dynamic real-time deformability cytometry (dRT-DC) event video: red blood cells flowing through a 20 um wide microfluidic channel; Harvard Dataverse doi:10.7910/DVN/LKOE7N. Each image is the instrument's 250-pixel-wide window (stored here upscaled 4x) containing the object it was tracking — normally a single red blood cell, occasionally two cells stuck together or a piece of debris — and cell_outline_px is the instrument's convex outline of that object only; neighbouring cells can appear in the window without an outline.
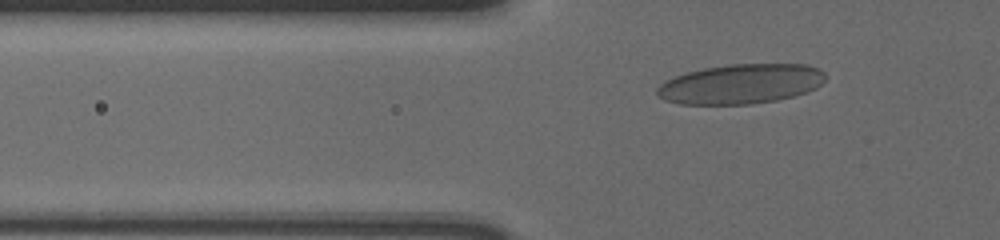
{"species": "human", "species_latin": "Homo sapiens", "temperature_condition": "cold", "stored_images_in_passage": 34, "camera_frame_rate_fps": 3000, "um_per_image_px": 0.085, "donor": {"sex": "male"}, "frame": {"image": 1, "passage_image": 2, "time_ms": 0.333, "image_size_px": [1000, 240], "cell_outline_px": [[824, 80], [816, 88], [808, 92], [776, 100], [748, 104], [680, 104], [664, 100], [656, 92], [656, 88], [660, 84], [684, 72], [704, 68], [728, 64], [808, 64], [820, 68], [824, 72]], "centroid_in_image_um": [62.98, 7.13], "position_along_channel_um": 62.8, "area_um2": 39.02}}
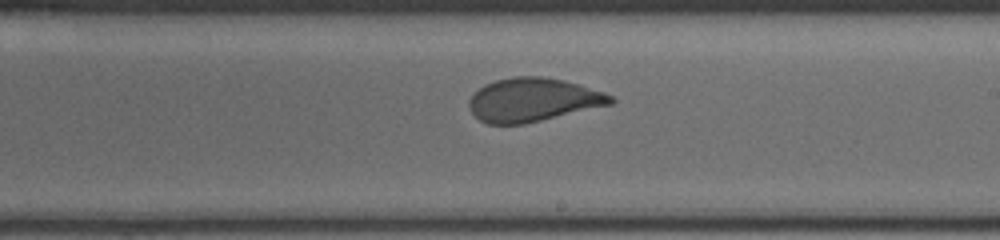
{"frame": {"image": 2, "passage_image": 18, "time_ms": 5.667, "image_size_px": [1000, 240], "cell_outline_px": [[616, 100], [612, 104], [524, 124], [488, 124], [480, 120], [472, 112], [468, 104], [468, 100], [484, 84], [496, 80], [512, 76], [540, 76], [564, 80], [580, 84], [604, 92], [612, 96]], "centroid_in_image_um": [45.31, 8.48], "position_along_channel_um": 243.7, "area_um2": 35.89}}
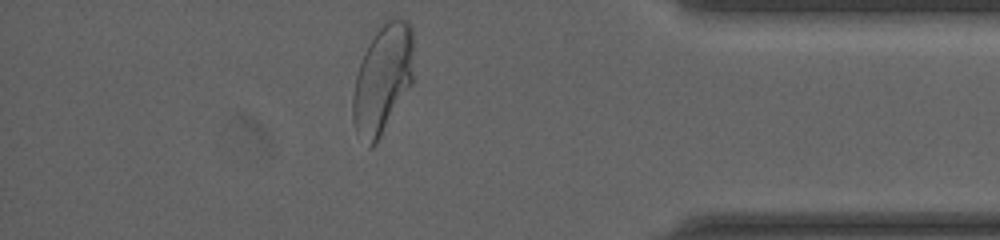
{"frame": {"image": 3, "passage_image": 33, "time_ms": 10.667, "image_size_px": [1000, 240], "cell_outline_px": [[412, 84], [376, 144], [372, 148], [368, 148], [356, 132], [352, 120], [352, 96], [356, 76], [364, 52], [376, 24], [384, 20], [396, 16], [408, 20], [412, 24]], "centroid_in_image_um": [32.5, 6.67], "position_along_channel_um": 402.7, "area_um2": 39.42}, "authors_computed_cell_mechanics": {"area_um2": 36.703, "velocity_mm_per_s": 3.621, "shape_relaxation_time_tau1_ms": 9.3375, "shape_relaxation_time_tau2_ms": null, "deformation_change_tau1": 0.205, "deformation_change_tau2": null}}